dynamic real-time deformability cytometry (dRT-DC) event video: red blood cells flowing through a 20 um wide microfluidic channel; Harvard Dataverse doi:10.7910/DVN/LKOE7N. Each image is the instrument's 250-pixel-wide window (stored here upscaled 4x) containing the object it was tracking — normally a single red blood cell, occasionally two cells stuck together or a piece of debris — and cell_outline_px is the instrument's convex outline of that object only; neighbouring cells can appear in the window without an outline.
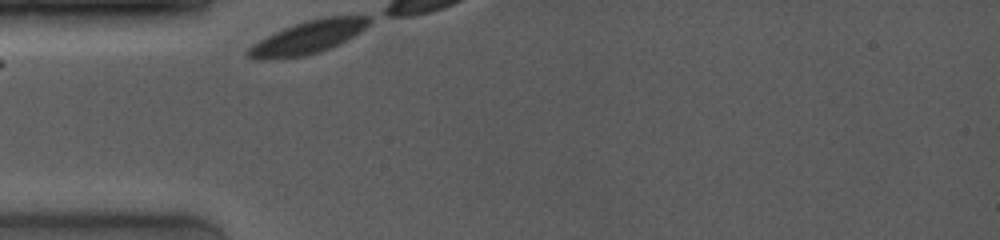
{"species": "common noctule bat (a hibernating species)", "species_latin": "Nyctalus noctula", "temperature_condition": "room temperature", "stored_images_in_passage": 8, "camera_frame_rate_fps": 4000, "um_per_image_px": 0.085, "animal": {"sex": "female", "body_mass_g": 19.0, "forearm_length_mm": 53.3}, "frame": {"image": 1, "passage_image": 1, "time_ms": 0.0, "image_size_px": [1000, 240], "cell_outline_px": [[368, 24], [364, 28], [352, 36], [320, 52], [304, 56], [268, 60], [260, 60], [244, 56], [244, 52], [252, 44], [284, 28], [304, 20], [324, 16], [368, 16]], "centroid_in_image_um": [26.07, 3.19], "position_along_channel_um": 58.9, "area_um2": 22.95}}